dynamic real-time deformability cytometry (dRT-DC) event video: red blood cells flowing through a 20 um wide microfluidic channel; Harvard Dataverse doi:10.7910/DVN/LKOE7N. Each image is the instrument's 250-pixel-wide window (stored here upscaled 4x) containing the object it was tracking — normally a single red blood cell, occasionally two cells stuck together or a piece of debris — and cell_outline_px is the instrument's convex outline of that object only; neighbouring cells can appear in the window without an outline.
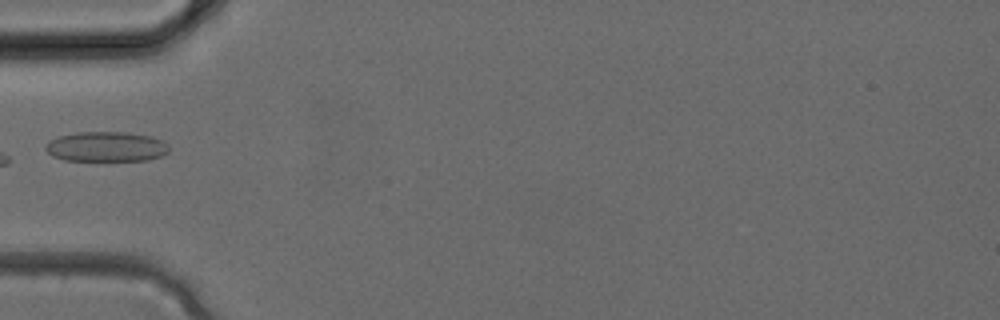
{"species": "common noctule bat (a hibernating species)", "species_latin": "Nyctalus noctula", "temperature_condition": "cold", "stored_images_in_passage": 3, "camera_frame_rate_fps": 3000, "um_per_image_px": 0.085, "animal": {"sex": "female", "body_mass_g": 24.6, "forearm_length_mm": 56.2}, "frame": {"image": 1, "passage_image": 3, "time_ms": 0.667, "image_size_px": [1000, 320], "cell_outline_px": [[168, 152], [160, 156], [148, 160], [64, 160], [52, 156], [44, 148], [44, 144], [48, 140], [60, 136], [76, 132], [124, 132], [152, 136], [168, 144]], "centroid_in_image_um": [8.99, 12.46], "position_along_channel_um": 76.0, "area_um2": 21.56}}